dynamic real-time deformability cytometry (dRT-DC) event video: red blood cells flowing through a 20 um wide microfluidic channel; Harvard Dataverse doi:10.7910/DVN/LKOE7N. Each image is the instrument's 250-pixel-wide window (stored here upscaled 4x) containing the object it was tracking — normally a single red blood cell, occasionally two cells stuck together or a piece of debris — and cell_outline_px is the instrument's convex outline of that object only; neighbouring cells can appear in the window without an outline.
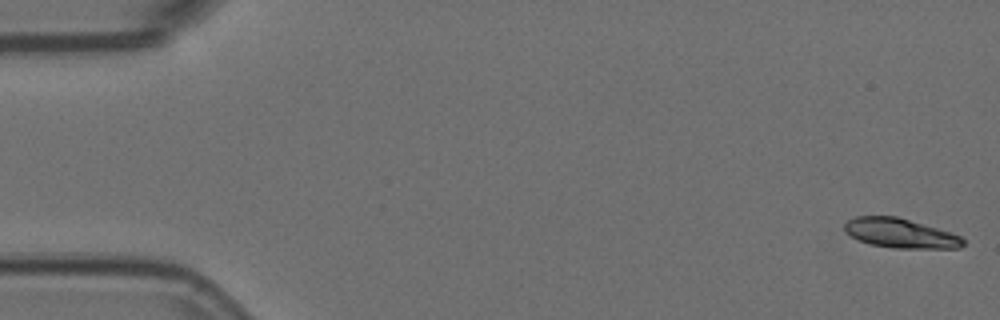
{"species": "Egyptian fruit bat (a non-hibernating species)", "species_latin": "Rousettus aegyptiacus", "temperature_condition": "room temperature", "stored_images_in_passage": 56, "camera_frame_rate_fps": 3000, "um_per_image_px": 0.085, "animal": {"sex": "female"}, "frame": {"image": 1, "passage_image": 1, "time_ms": 0.0, "image_size_px": [1000, 320], "cell_outline_px": [[964, 244], [960, 248], [892, 248], [868, 244], [844, 232], [844, 224], [848, 220], [856, 216], [896, 216], [936, 228], [960, 236], [964, 240]], "centroid_in_image_um": [76.49, 19.83], "position_along_channel_um": 8.5, "area_um2": 20.17}}
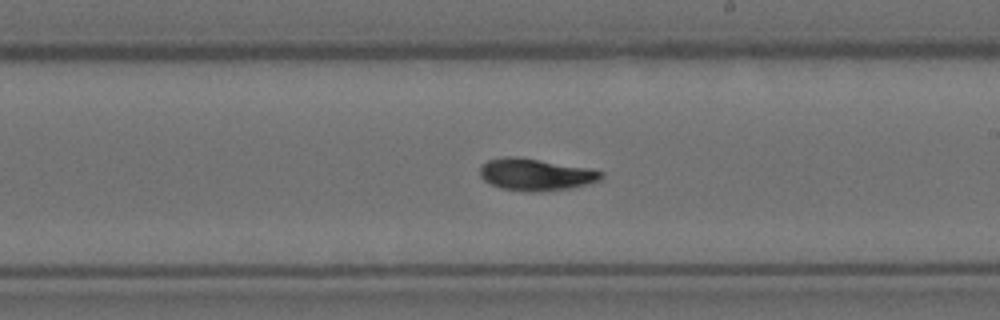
{"frame": {"image": 2, "passage_image": 32, "time_ms": 10.333, "image_size_px": [1000, 320], "cell_outline_px": [[604, 176], [600, 180], [572, 188], [500, 188], [484, 180], [480, 176], [480, 168], [488, 160], [504, 156], [516, 156], [592, 168], [604, 172]], "centroid_in_image_um": [45.57, 14.76], "position_along_channel_um": 243.4, "area_um2": 21.62}}
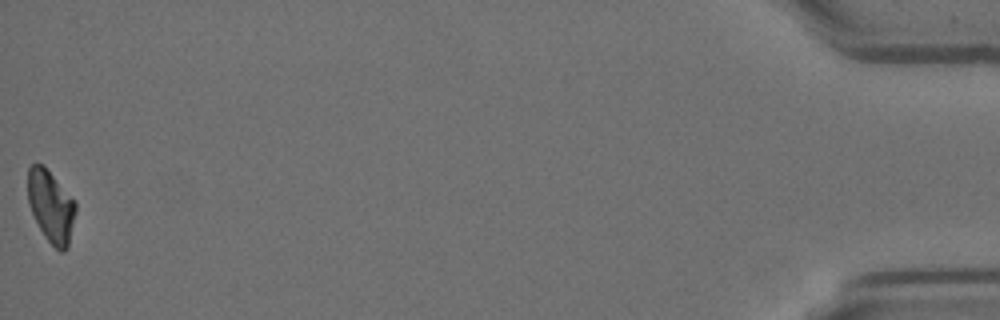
{"frame": {"image": 3, "passage_image": 56, "time_ms": 18.333, "image_size_px": [1000, 320], "cell_outline_px": [[76, 212], [68, 248], [64, 252], [60, 252], [44, 236], [28, 204], [28, 168], [32, 164], [44, 164], [76, 204]], "centroid_in_image_um": [4.33, 17.55], "position_along_channel_um": 430.9, "area_um2": 19.88}, "authors_computed_cell_mechanics": {"area_um2": 21.5016, "velocity_mm_per_s": 3.6037, "shape_relaxation_time_tau1_ms": 4.1954, "shape_relaxation_time_tau2_ms": 3.0965, "deformation_change_tau1": 0.1674, "deformation_change_tau2": 0.08}}